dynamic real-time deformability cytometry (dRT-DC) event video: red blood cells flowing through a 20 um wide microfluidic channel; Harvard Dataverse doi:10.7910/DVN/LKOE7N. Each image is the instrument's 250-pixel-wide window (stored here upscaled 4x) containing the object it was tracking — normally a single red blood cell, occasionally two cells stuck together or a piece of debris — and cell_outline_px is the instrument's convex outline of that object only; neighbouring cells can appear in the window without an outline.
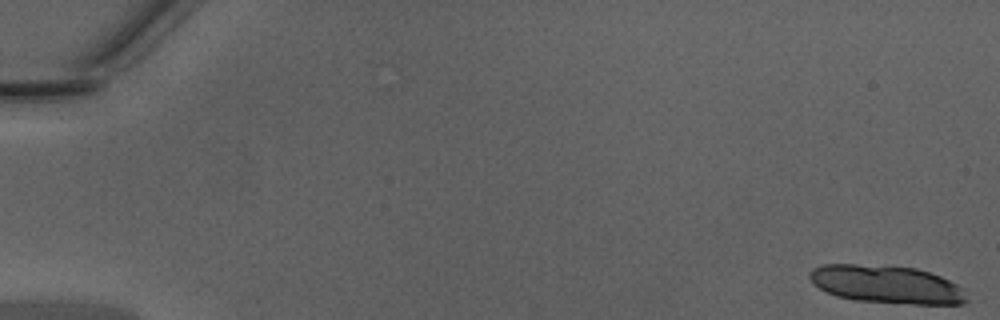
{"species": "Egyptian fruit bat (a non-hibernating species)", "species_latin": "Rousettus aegyptiacus", "temperature_condition": "warm", "stored_images_in_passage": 16, "camera_frame_rate_fps": 3000, "um_per_image_px": 0.085, "animal": {"sex": "male"}, "frame": {"image": 1, "passage_image": 1, "time_ms": 0.0, "image_size_px": [1000, 320], "cell_outline_px": [[968, 300], [964, 304], [912, 304], [856, 300], [836, 296], [812, 284], [808, 276], [808, 272], [812, 268], [824, 264], [856, 264], [916, 268], [940, 276], [964, 288]], "centroid_in_image_um": [75.35, 24.18], "position_along_channel_um": 9.7, "area_um2": 34.8}}